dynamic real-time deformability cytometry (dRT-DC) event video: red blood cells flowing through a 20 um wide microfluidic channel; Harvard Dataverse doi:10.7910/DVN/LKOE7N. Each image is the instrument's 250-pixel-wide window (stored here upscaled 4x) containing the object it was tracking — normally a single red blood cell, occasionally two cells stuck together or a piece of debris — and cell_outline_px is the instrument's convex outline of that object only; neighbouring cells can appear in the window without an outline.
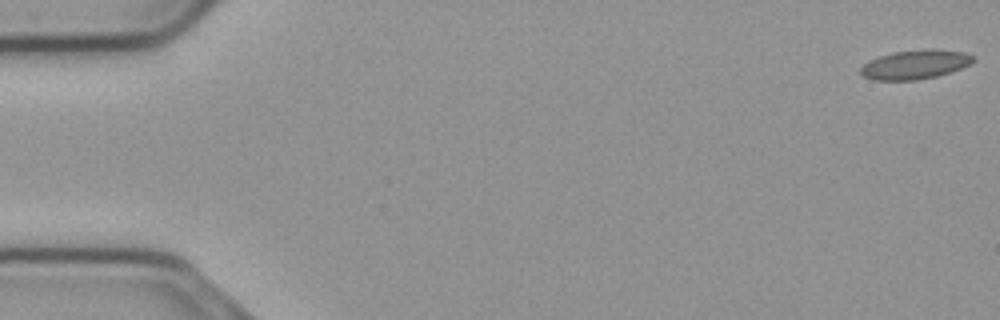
{"species": "common noctule bat (a hibernating species)", "species_latin": "Nyctalus noctula", "temperature_condition": "cold", "stored_images_in_passage": 55, "camera_frame_rate_fps": 3000, "um_per_image_px": 0.085, "animal": {"sex": "male", "body_mass_g": 23.1, "forearm_length_mm": 52.7}, "frame": {"image": 1, "passage_image": 1, "time_ms": 0.0, "image_size_px": [1000, 320], "cell_outline_px": [[976, 60], [972, 64], [936, 76], [916, 80], [872, 80], [864, 76], [860, 72], [860, 68], [868, 60], [892, 52], [964, 52], [972, 56]], "centroid_in_image_um": [77.71, 5.54], "position_along_channel_um": 7.3, "area_um2": 18.09}}
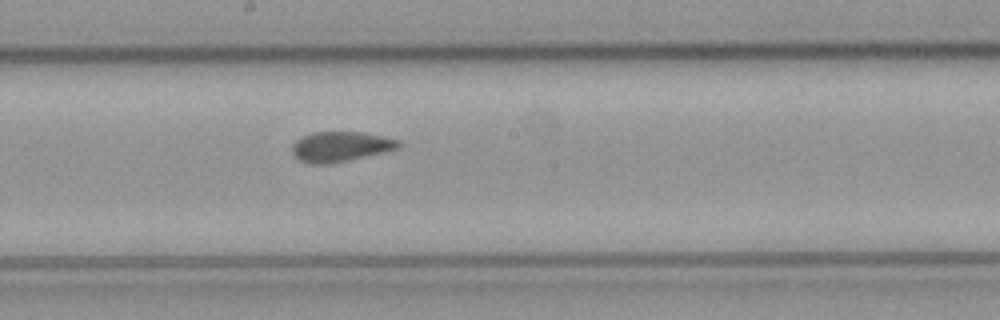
{"frame": {"image": 2, "passage_image": 30, "time_ms": 9.667, "image_size_px": [1000, 320], "cell_outline_px": [[400, 148], [384, 152], [328, 164], [308, 164], [300, 160], [292, 152], [292, 144], [296, 140], [312, 132], [360, 132], [400, 140]], "centroid_in_image_um": [28.93, 12.46], "position_along_channel_um": 219.3, "area_um2": 18.44}}
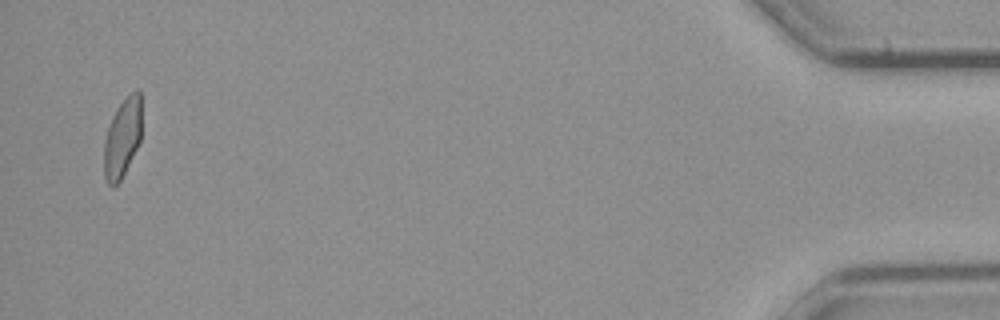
{"frame": {"image": 3, "passage_image": 54, "time_ms": 17.667, "image_size_px": [1000, 320], "cell_outline_px": [[140, 140], [120, 180], [112, 188], [108, 184], [104, 176], [104, 140], [112, 116], [116, 108], [136, 88], [140, 88]], "centroid_in_image_um": [10.38, 11.71], "position_along_channel_um": 424.8, "area_um2": 16.99}, "authors_computed_cell_mechanics": {"area_um2": 18.7272, "velocity_mm_per_s": 3.7136, "shape_relaxation_time_tau1_ms": null, "shape_relaxation_time_tau2_ms": 1.5834, "deformation_change_tau1": null, "deformation_change_tau2": 0.0595}}